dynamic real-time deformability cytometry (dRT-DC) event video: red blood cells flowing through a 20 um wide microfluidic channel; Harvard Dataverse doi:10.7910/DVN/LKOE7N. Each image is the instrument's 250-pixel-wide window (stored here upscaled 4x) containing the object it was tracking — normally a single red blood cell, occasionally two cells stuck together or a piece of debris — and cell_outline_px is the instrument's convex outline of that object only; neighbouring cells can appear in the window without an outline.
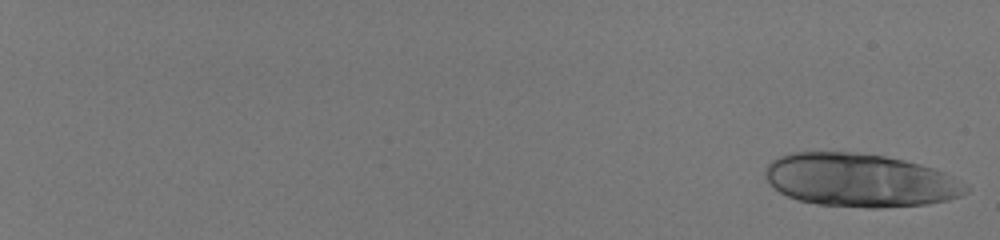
{"species": "human", "species_latin": "Homo sapiens", "temperature_condition": "room temperature", "stored_images_in_passage": 27, "camera_frame_rate_fps": 3000, "um_per_image_px": 0.085, "donor": {"sex": "male"}, "frame": {"image": 1, "passage_image": 1, "time_ms": 0.0, "image_size_px": [1000, 240], "cell_outline_px": [[968, 192], [960, 196], [948, 200], [924, 204], [880, 208], [868, 208], [816, 204], [800, 200], [788, 196], [780, 192], [764, 176], [764, 172], [768, 164], [772, 160], [780, 156], [792, 152], [856, 152], [884, 156], [904, 160], [920, 164], [944, 172], [968, 184]], "centroid_in_image_um": [73.12, 15.32], "position_along_channel_um": 11.9, "area_um2": 62.31}}
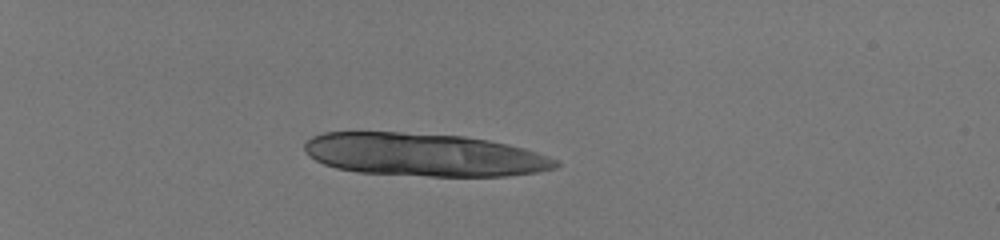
{"frame": {"image": 2, "passage_image": 19, "time_ms": 6.0, "image_size_px": [1000, 240], "cell_outline_px": [[560, 164], [556, 168], [536, 172], [508, 176], [428, 176], [356, 172], [336, 168], [324, 164], [308, 156], [304, 152], [304, 144], [312, 136], [324, 132], [400, 132], [464, 136], [488, 140], [508, 144], [524, 148], [560, 160]], "centroid_in_image_um": [36.03, 13.15], "position_along_channel_um": 49.0, "area_um2": 63.18}}